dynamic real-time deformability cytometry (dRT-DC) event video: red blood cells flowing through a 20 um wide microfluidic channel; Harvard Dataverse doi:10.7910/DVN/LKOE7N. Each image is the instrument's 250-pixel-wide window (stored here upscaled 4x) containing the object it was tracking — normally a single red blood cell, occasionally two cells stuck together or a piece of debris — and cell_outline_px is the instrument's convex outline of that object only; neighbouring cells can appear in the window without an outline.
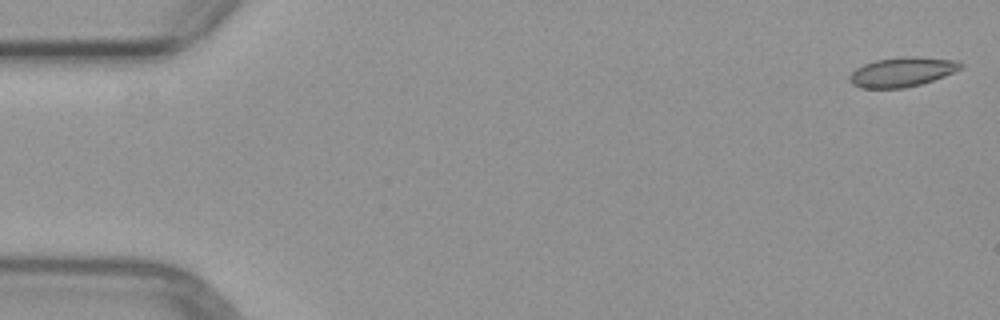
{"species": "common noctule bat (a hibernating species)", "species_latin": "Nyctalus noctula", "temperature_condition": "warm", "stored_images_in_passage": 5, "camera_frame_rate_fps": 3000, "um_per_image_px": 0.085, "animal": {"sex": "female", "body_mass_g": 29.2, "forearm_length_mm": 56.3}, "frame": {"image": 1, "passage_image": 1, "time_ms": 0.0, "image_size_px": [1000, 320], "cell_outline_px": [[964, 68], [944, 76], [920, 84], [904, 88], [860, 88], [852, 84], [848, 80], [848, 76], [856, 68], [864, 64], [876, 60], [900, 56], [916, 56], [960, 60], [964, 64]], "centroid_in_image_um": [76.71, 6.1], "position_along_channel_um": 8.3, "area_um2": 19.42}}
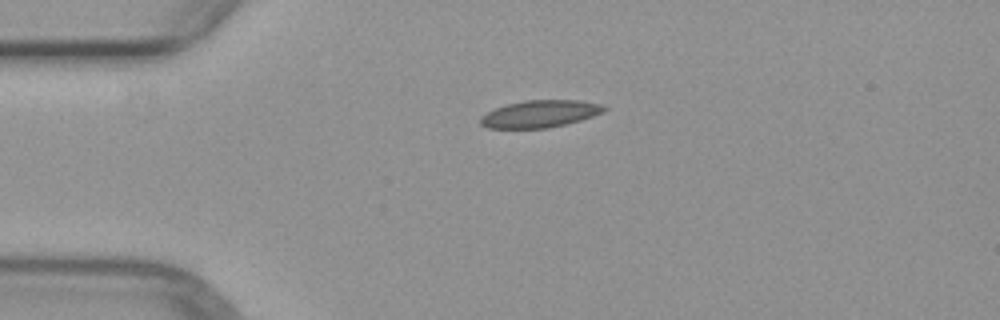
{"frame": {"image": 2, "passage_image": 4, "time_ms": 3.667, "image_size_px": [1000, 320], "cell_outline_px": [[608, 108], [604, 112], [580, 120], [548, 128], [488, 128], [480, 124], [480, 116], [496, 108], [508, 104], [524, 100], [580, 100], [600, 104]], "centroid_in_image_um": [45.9, 9.67], "position_along_channel_um": 39.1, "area_um2": 19.48}}